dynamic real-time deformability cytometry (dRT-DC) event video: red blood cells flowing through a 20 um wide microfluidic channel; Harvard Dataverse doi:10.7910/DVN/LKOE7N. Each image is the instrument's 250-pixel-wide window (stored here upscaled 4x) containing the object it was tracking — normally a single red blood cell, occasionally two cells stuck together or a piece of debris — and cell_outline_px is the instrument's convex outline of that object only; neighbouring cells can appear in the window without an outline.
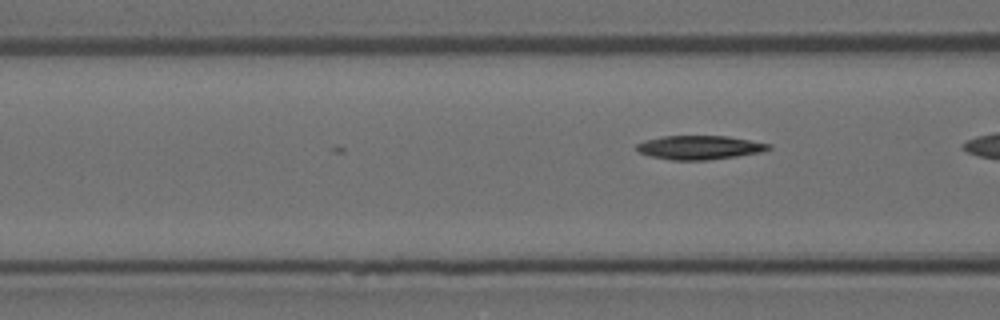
{"species": "Egyptian fruit bat (a non-hibernating species)", "species_latin": "Rousettus aegyptiacus", "temperature_condition": "room temperature", "stored_images_in_passage": 4, "camera_frame_rate_fps": 3000, "um_per_image_px": 0.085, "animal": {"sex": "female"}, "frame": {"image": 1, "passage_image": 4, "time_ms": 1.0, "image_size_px": [1000, 320], "cell_outline_px": [[772, 148], [760, 152], [736, 156], [708, 160], [672, 160], [648, 156], [640, 152], [636, 148], [636, 144], [644, 140], [664, 136], [728, 136], [772, 144]], "centroid_in_image_um": [59.45, 12.53], "position_along_channel_um": 107.1, "area_um2": 18.38}}